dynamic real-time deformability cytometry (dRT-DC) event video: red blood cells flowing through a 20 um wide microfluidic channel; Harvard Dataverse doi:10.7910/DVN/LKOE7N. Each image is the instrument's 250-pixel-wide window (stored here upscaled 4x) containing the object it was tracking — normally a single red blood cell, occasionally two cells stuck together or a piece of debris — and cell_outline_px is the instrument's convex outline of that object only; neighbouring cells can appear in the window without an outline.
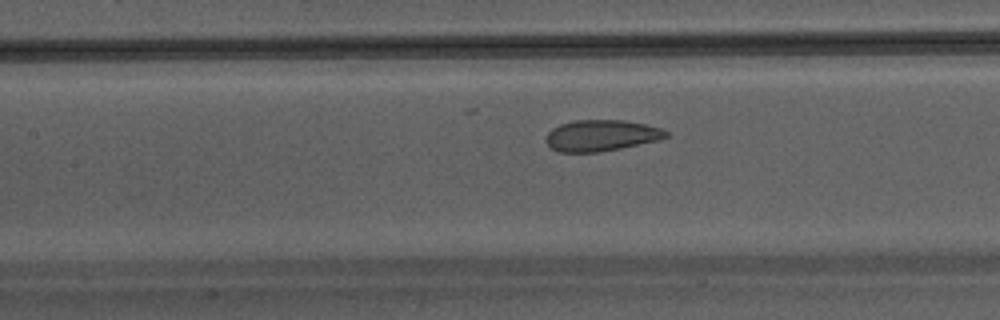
{"species": "Egyptian fruit bat (a non-hibernating species)", "species_latin": "Rousettus aegyptiacus", "temperature_condition": "warm", "stored_images_in_passage": 35, "camera_frame_rate_fps": 3000, "um_per_image_px": 0.085, "animal": {"sex": "male"}, "frame": {"image": 1, "passage_image": 14, "time_ms": 4.333, "image_size_px": [1000, 320], "cell_outline_px": [[668, 136], [660, 140], [620, 148], [596, 152], [560, 152], [552, 148], [544, 140], [544, 136], [552, 128], [560, 124], [572, 120], [624, 120], [644, 124], [660, 128], [668, 132]], "centroid_in_image_um": [51.07, 11.51], "position_along_channel_um": 156.3, "area_um2": 21.85}}
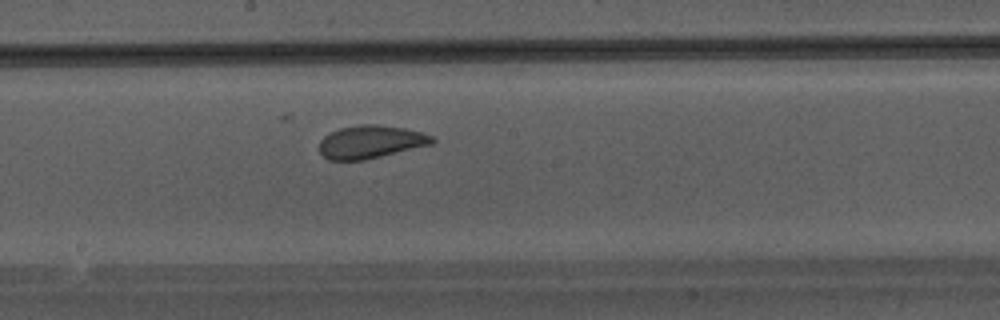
{"frame": {"image": 2, "passage_image": 18, "time_ms": 5.667, "image_size_px": [1000, 320], "cell_outline_px": [[436, 140], [432, 144], [364, 160], [328, 160], [320, 152], [320, 140], [324, 136], [340, 128], [360, 124], [376, 124], [404, 128], [420, 132], [432, 136]], "centroid_in_image_um": [31.5, 12.06], "position_along_channel_um": 216.7, "area_um2": 21.5}}
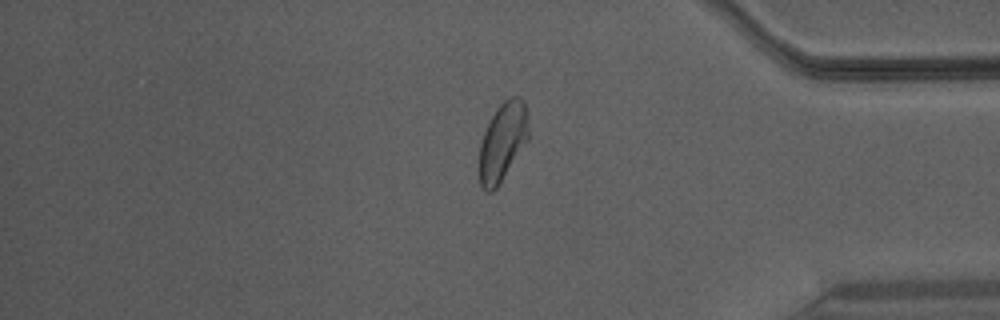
{"frame": {"image": 3, "passage_image": 31, "time_ms": 10.0, "image_size_px": [1000, 320], "cell_outline_px": [[528, 140], [496, 188], [492, 192], [488, 192], [480, 184], [480, 144], [484, 132], [492, 116], [500, 104], [504, 100], [512, 96], [520, 96], [524, 100], [528, 116]], "centroid_in_image_um": [42.75, 12.01], "position_along_channel_um": 392.5, "area_um2": 22.2}}